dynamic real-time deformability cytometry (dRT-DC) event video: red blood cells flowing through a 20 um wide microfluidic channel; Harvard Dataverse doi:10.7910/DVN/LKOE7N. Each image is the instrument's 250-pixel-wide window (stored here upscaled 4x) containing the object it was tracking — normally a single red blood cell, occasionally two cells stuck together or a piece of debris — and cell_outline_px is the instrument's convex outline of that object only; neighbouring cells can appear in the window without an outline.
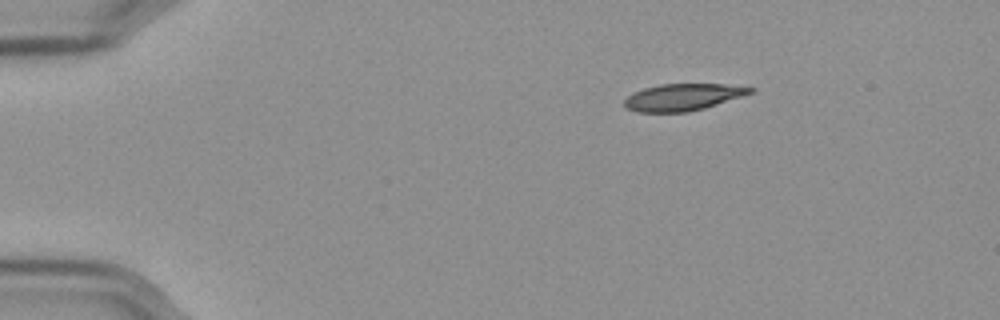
{"species": "Egyptian fruit bat (a non-hibernating species)", "species_latin": "Rousettus aegyptiacus", "temperature_condition": "cold", "stored_images_in_passage": 49, "camera_frame_rate_fps": 3000, "um_per_image_px": 0.085, "frame": {"image": 1, "passage_image": 1, "time_ms": 0.0, "image_size_px": [1000, 320], "cell_outline_px": [[756, 88], [752, 92], [704, 108], [688, 112], [636, 112], [628, 108], [624, 104], [624, 100], [628, 96], [644, 88], [660, 84], [724, 84]], "centroid_in_image_um": [58.02, 8.25], "position_along_channel_um": 27.0, "area_um2": 19.36}}
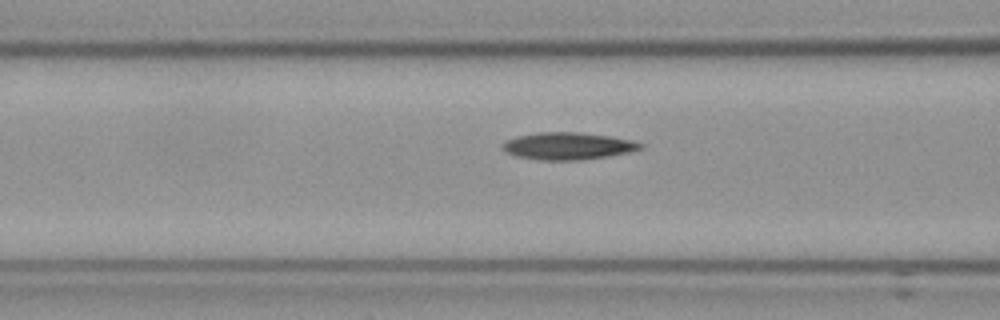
{"frame": {"image": 2, "passage_image": 15, "time_ms": 4.667, "image_size_px": [1000, 320], "cell_outline_px": [[644, 148], [628, 152], [608, 156], [580, 160], [540, 160], [516, 156], [508, 152], [500, 144], [508, 140], [520, 136], [536, 132], [580, 132], [612, 136], [632, 140], [644, 144]], "centroid_in_image_um": [48.32, 12.4], "position_along_channel_um": 118.3, "area_um2": 21.79}}
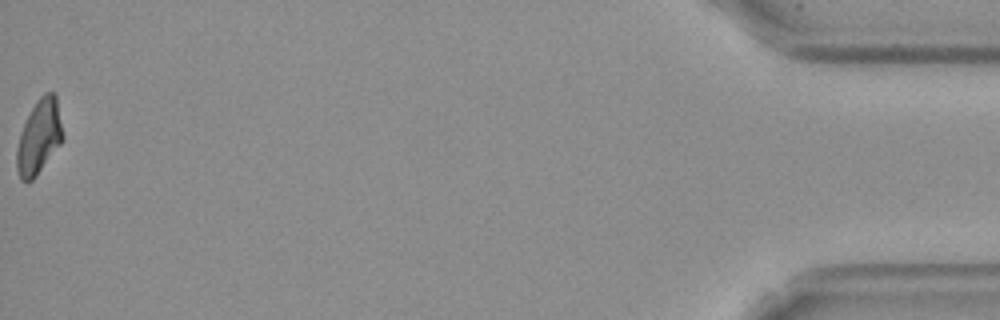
{"frame": {"image": 3, "passage_image": 49, "time_ms": 16.0, "image_size_px": [1000, 320], "cell_outline_px": [[64, 140], [36, 176], [32, 180], [20, 180], [16, 168], [16, 148], [20, 132], [36, 100], [44, 92], [56, 92], [64, 136]], "centroid_in_image_um": [3.34, 11.61], "position_along_channel_um": 431.9, "area_um2": 20.17}}